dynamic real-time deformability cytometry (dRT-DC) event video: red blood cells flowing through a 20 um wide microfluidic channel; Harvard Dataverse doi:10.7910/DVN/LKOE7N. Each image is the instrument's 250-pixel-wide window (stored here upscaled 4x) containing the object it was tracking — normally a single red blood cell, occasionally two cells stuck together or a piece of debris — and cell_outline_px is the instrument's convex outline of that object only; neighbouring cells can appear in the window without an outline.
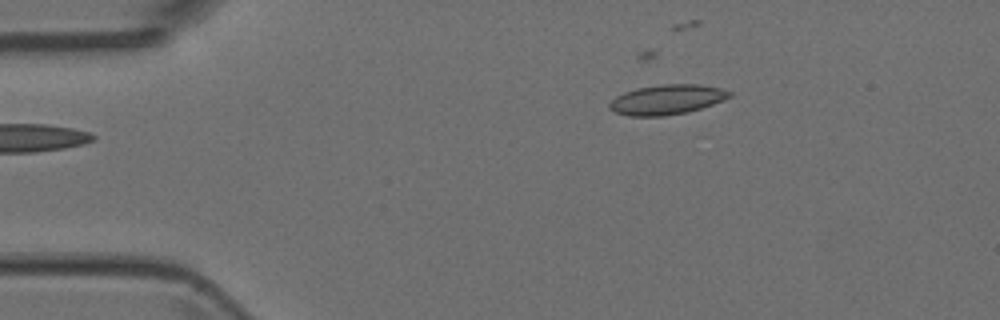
{"species": "Egyptian fruit bat (a non-hibernating species)", "species_latin": "Rousettus aegyptiacus", "temperature_condition": "room temperature", "stored_images_in_passage": 5, "camera_frame_rate_fps": 3000, "um_per_image_px": 0.085, "animal": {"sex": "female"}, "frame": {"image": 1, "passage_image": 5, "time_ms": 1.333, "image_size_px": [1000, 320], "cell_outline_px": [[732, 96], [724, 100], [688, 112], [664, 116], [628, 116], [616, 112], [608, 108], [608, 104], [616, 96], [624, 92], [636, 88], [660, 84], [700, 84], [720, 88], [732, 92]], "centroid_in_image_um": [56.68, 8.46], "position_along_channel_um": 28.3, "area_um2": 20.98}}